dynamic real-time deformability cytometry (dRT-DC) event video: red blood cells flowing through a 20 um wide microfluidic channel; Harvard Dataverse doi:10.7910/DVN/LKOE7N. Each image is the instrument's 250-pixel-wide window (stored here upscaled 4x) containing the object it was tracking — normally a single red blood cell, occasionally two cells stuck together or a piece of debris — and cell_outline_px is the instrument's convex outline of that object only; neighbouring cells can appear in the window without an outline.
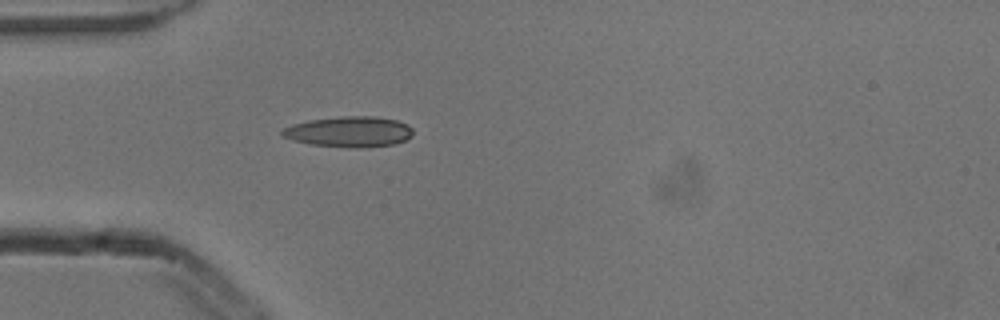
{"species": "common noctule bat (a hibernating species)", "species_latin": "Nyctalus noctula", "temperature_condition": "cold", "stored_images_in_passage": 4, "camera_frame_rate_fps": 3000, "um_per_image_px": 0.085, "animal": {"sex": "male", "body_mass_g": 13.3}, "frame": {"image": 1, "passage_image": 4, "time_ms": 1.0, "image_size_px": [1000, 320], "cell_outline_px": [[412, 136], [404, 140], [392, 144], [360, 148], [352, 148], [312, 144], [296, 140], [284, 136], [280, 132], [284, 128], [292, 124], [308, 120], [340, 116], [376, 116], [396, 120], [408, 124], [412, 128]], "centroid_in_image_um": [29.71, 11.18], "position_along_channel_um": 55.3, "area_um2": 23.18}}